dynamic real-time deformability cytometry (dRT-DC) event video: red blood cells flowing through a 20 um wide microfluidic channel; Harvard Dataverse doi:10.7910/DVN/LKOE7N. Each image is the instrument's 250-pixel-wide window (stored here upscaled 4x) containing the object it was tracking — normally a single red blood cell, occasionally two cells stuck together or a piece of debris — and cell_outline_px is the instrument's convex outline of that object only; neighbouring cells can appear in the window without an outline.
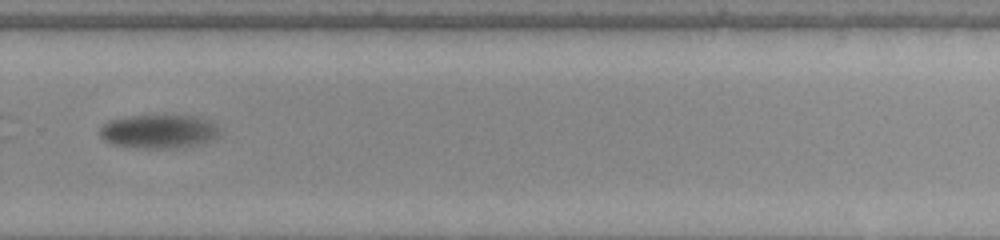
{"species": "common noctule bat (a hibernating species)", "species_latin": "Nyctalus noctula", "temperature_condition": "warm", "stored_images_in_passage": 49, "camera_frame_rate_fps": 3000, "um_per_image_px": 0.085, "animal": {"sex": "female", "body_mass_g": 22.0, "forearm_length_mm": 56.7}, "frame": {"image": 1, "passage_image": 36, "time_ms": 11.667, "image_size_px": [1000, 240], "cell_outline_px": [[220, 136], [204, 144], [184, 148], [136, 148], [112, 144], [104, 140], [100, 136], [100, 128], [108, 120], [128, 116], [192, 116], [216, 124], [220, 132]], "centroid_in_image_um": [13.51, 11.2], "position_along_channel_um": 316.3, "area_um2": 23.76}}
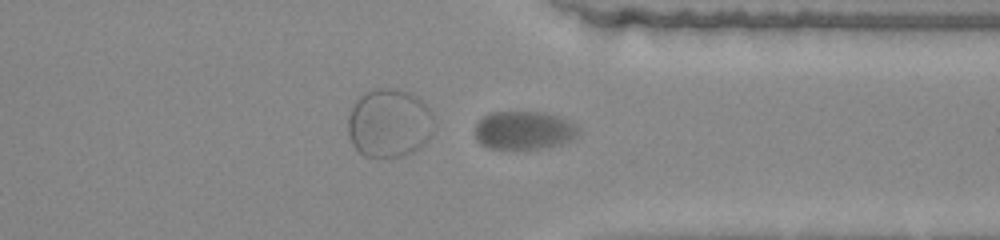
{"frame": {"image": 2, "passage_image": 40, "time_ms": 13.0, "image_size_px": [1000, 240], "cell_outline_px": [[576, 136], [560, 144], [524, 152], [488, 148], [480, 144], [476, 140], [476, 124], [484, 116], [492, 112], [544, 112], [560, 116], [576, 124]], "centroid_in_image_um": [44.49, 11.12], "position_along_channel_um": 366.9, "area_um2": 23.58}}